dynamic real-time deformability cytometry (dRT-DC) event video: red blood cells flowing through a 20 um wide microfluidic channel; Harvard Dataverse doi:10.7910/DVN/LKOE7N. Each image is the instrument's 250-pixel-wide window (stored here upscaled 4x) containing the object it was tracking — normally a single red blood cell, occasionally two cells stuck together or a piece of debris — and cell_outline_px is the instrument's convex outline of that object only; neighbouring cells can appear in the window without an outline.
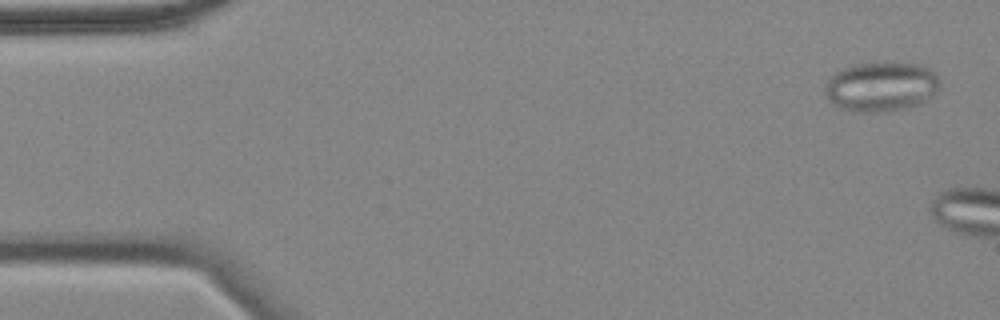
{"species": "common noctule bat (a hibernating species)", "species_latin": "Nyctalus noctula", "temperature_condition": "cold", "stored_images_in_passage": 5, "camera_frame_rate_fps": 3000, "um_per_image_px": 0.085, "animal": {"sex": "female", "body_mass_g": 18.4}, "frame": {"image": 1, "passage_image": 2, "time_ms": 0.333, "image_size_px": [1000, 320], "cell_outline_px": [[940, 84], [936, 92], [932, 96], [920, 104], [908, 108], [892, 112], [860, 112], [840, 108], [828, 100], [824, 96], [824, 88], [828, 80], [836, 72], [844, 68], [856, 64], [884, 60], [916, 64], [928, 68], [936, 76]], "centroid_in_image_um": [74.89, 7.36], "position_along_channel_um": 10.1, "area_um2": 33.81}}